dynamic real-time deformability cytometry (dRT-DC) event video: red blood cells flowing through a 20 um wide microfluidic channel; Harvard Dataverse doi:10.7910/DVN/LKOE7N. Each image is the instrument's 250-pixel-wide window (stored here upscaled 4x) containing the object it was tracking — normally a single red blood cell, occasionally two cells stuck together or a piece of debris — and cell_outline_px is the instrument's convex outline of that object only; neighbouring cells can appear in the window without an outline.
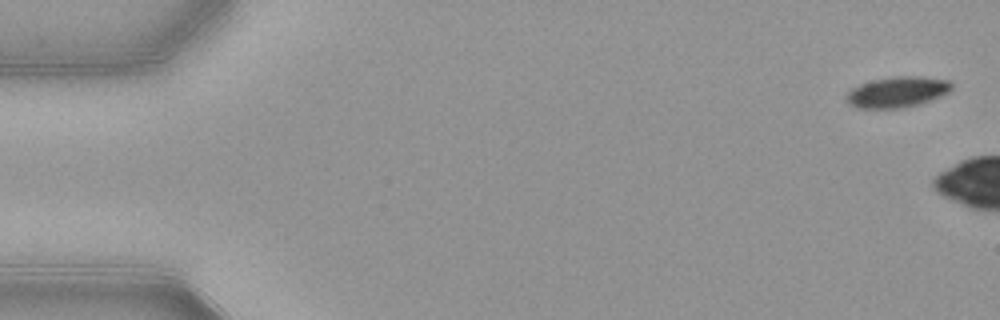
{"species": "common noctule bat (a hibernating species)", "species_latin": "Nyctalus noctula", "temperature_condition": "warm", "stored_images_in_passage": 6, "camera_frame_rate_fps": 3000, "um_per_image_px": 0.085, "animal": {"sex": "female", "body_mass_g": 21.9}, "frame": {"image": 1, "passage_image": 1, "time_ms": 0.0, "image_size_px": [1000, 320], "cell_outline_px": [[952, 88], [948, 92], [932, 100], [920, 104], [900, 108], [856, 108], [848, 104], [844, 100], [844, 96], [852, 88], [860, 84], [872, 80], [892, 76], [920, 76], [948, 80], [952, 84]], "centroid_in_image_um": [76.23, 7.82], "position_along_channel_um": 8.8, "area_um2": 19.07}}